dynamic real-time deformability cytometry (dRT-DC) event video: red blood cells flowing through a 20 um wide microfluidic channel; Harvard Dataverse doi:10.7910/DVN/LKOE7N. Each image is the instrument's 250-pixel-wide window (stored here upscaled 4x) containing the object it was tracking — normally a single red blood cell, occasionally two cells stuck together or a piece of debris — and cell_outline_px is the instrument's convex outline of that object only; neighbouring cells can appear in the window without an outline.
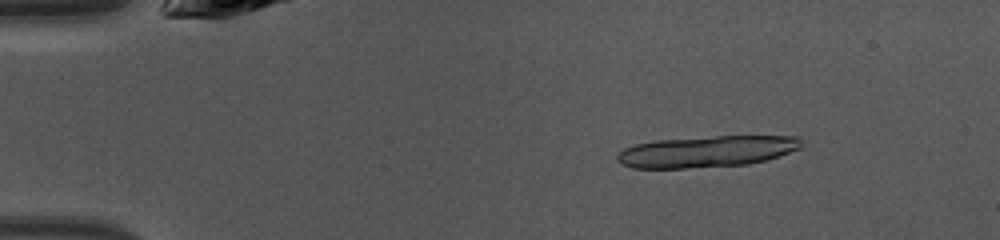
{"species": "common noctule bat (a hibernating species)", "species_latin": "Nyctalus noctula", "temperature_condition": "warm", "stored_images_in_passage": 46, "camera_frame_rate_fps": 3000, "um_per_image_px": 0.085, "animal": {"sex": "female", "body_mass_g": 10.0, "forearm_length_mm": 53.1}, "frame": {"image": 1, "passage_image": 7, "time_ms": 2.0, "image_size_px": [1000, 240], "cell_outline_px": [[800, 148], [780, 156], [768, 160], [748, 164], [684, 168], [632, 168], [620, 164], [616, 160], [616, 156], [624, 148], [636, 144], [656, 140], [716, 136], [800, 136]], "centroid_in_image_um": [60.06, 12.88], "position_along_channel_um": 24.9, "area_um2": 33.7}}
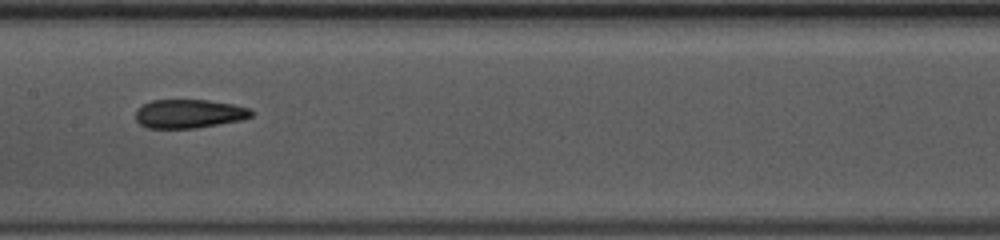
{"frame": {"image": 2, "passage_image": 24, "time_ms": 7.667, "image_size_px": [1000, 240], "cell_outline_px": [[252, 116], [240, 120], [196, 128], [148, 128], [140, 124], [136, 120], [136, 108], [152, 100], [208, 100], [232, 104], [252, 108]], "centroid_in_image_um": [16.06, 9.66], "position_along_channel_um": 191.3, "area_um2": 19.36}}
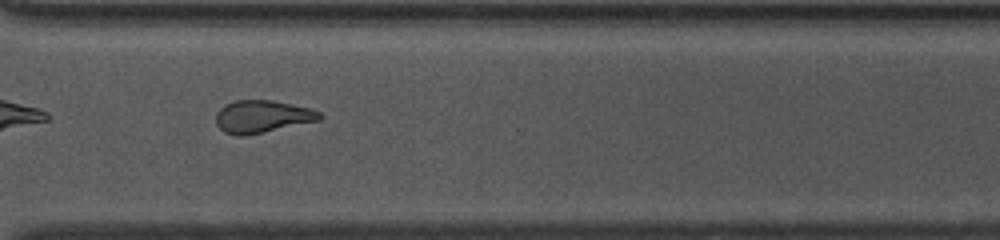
{"frame": {"image": 3, "passage_image": 35, "time_ms": 11.333, "image_size_px": [1000, 240], "cell_outline_px": [[324, 116], [320, 120], [244, 136], [236, 136], [224, 132], [216, 124], [216, 112], [224, 104], [236, 100], [272, 100], [312, 108], [320, 112]], "centroid_in_image_um": [22.28, 9.9], "position_along_channel_um": 348.3, "area_um2": 19.77}, "authors_computed_cell_mechanics": {"area_um2": 20.3167, "velocity_mm_per_s": 4.2947, "shape_relaxation_time_tau1_ms": 5.0908, "shape_relaxation_time_tau2_ms": 1.8772, "deformation_change_tau1": 0.1754, "deformation_change_tau2": 0.1072}}